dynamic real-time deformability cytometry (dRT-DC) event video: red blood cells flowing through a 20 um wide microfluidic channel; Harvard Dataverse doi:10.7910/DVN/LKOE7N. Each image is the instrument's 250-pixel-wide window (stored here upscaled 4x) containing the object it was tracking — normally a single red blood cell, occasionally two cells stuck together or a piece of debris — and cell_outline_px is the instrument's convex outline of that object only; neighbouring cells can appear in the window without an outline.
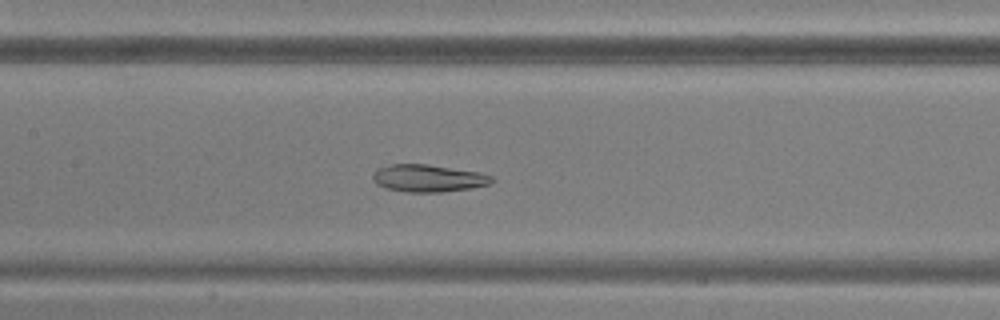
{"species": "common noctule bat (a hibernating species)", "species_latin": "Nyctalus noctula", "temperature_condition": "warm", "stored_images_in_passage": 50, "camera_frame_rate_fps": 3000, "um_per_image_px": 0.085, "animal": {"sex": "male", "body_mass_g": 20.5, "forearm_length_mm": 52.5}, "frame": {"image": 1, "passage_image": 24, "time_ms": 7.667, "image_size_px": [1000, 320], "cell_outline_px": [[496, 180], [492, 184], [472, 188], [440, 192], [408, 192], [384, 188], [376, 184], [372, 176], [376, 168], [392, 164], [428, 164], [476, 172], [492, 176]], "centroid_in_image_um": [36.39, 15.15], "position_along_channel_um": 171.0, "area_um2": 19.02}}
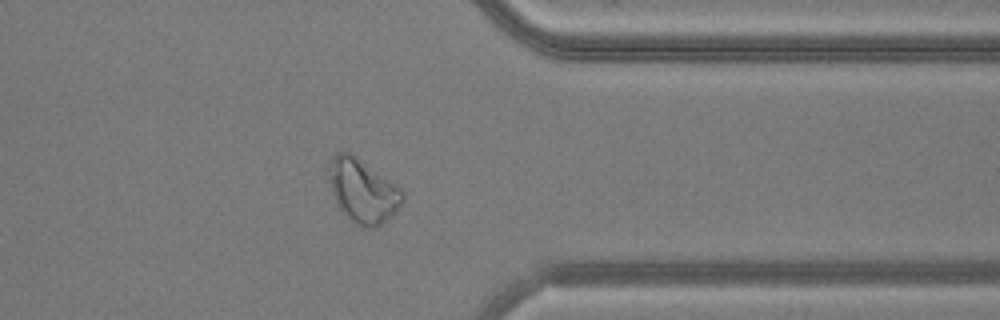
{"frame": {"image": 2, "passage_image": 40, "time_ms": 13.0, "image_size_px": [1000, 320], "cell_outline_px": [[404, 200], [392, 216], [376, 228], [364, 228], [356, 224], [340, 208], [332, 192], [324, 168], [328, 160], [336, 152], [348, 152], [360, 160], [400, 188], [404, 192]], "centroid_in_image_um": [30.78, 16.21], "position_along_channel_um": 380.6, "area_um2": 27.22}}
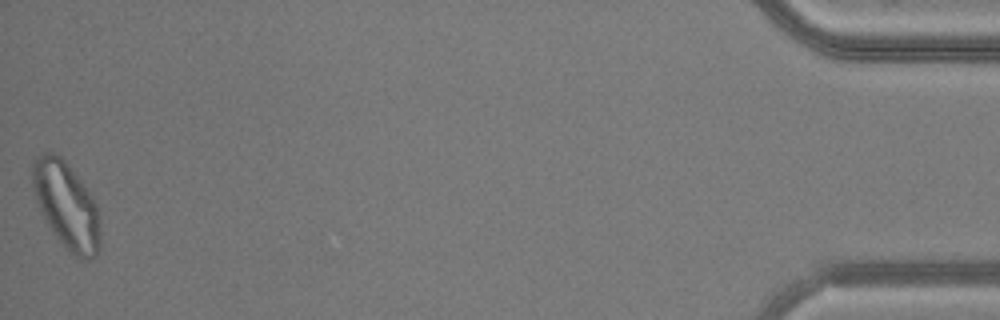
{"frame": {"image": 3, "passage_image": 50, "time_ms": 16.333, "image_size_px": [1000, 320], "cell_outline_px": [[100, 248], [96, 256], [88, 260], [84, 260], [72, 256], [56, 236], [48, 224], [40, 208], [32, 188], [32, 160], [36, 156], [44, 152], [56, 152], [64, 160], [80, 180], [96, 204], [100, 220]], "centroid_in_image_um": [5.65, 17.47], "position_along_channel_um": 429.5, "area_um2": 34.1}}